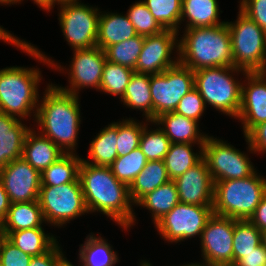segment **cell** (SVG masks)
<instances>
[{
    "label": "cell",
    "instance_id": "cell-24",
    "mask_svg": "<svg viewBox=\"0 0 266 266\" xmlns=\"http://www.w3.org/2000/svg\"><path fill=\"white\" fill-rule=\"evenodd\" d=\"M45 223L39 201L12 203L1 223L5 237L13 231L44 228Z\"/></svg>",
    "mask_w": 266,
    "mask_h": 266
},
{
    "label": "cell",
    "instance_id": "cell-1",
    "mask_svg": "<svg viewBox=\"0 0 266 266\" xmlns=\"http://www.w3.org/2000/svg\"><path fill=\"white\" fill-rule=\"evenodd\" d=\"M79 179L89 213L106 215L124 231L135 226V209L129 187L113 175L110 167L94 166L82 160Z\"/></svg>",
    "mask_w": 266,
    "mask_h": 266
},
{
    "label": "cell",
    "instance_id": "cell-43",
    "mask_svg": "<svg viewBox=\"0 0 266 266\" xmlns=\"http://www.w3.org/2000/svg\"><path fill=\"white\" fill-rule=\"evenodd\" d=\"M239 9L266 32V0H239Z\"/></svg>",
    "mask_w": 266,
    "mask_h": 266
},
{
    "label": "cell",
    "instance_id": "cell-37",
    "mask_svg": "<svg viewBox=\"0 0 266 266\" xmlns=\"http://www.w3.org/2000/svg\"><path fill=\"white\" fill-rule=\"evenodd\" d=\"M148 160L138 147L121 157H117L109 166L113 175L128 187L137 175L144 169Z\"/></svg>",
    "mask_w": 266,
    "mask_h": 266
},
{
    "label": "cell",
    "instance_id": "cell-51",
    "mask_svg": "<svg viewBox=\"0 0 266 266\" xmlns=\"http://www.w3.org/2000/svg\"><path fill=\"white\" fill-rule=\"evenodd\" d=\"M139 266H152V264L149 261H146V259H145V260H142L140 262ZM180 266H210V265H208L207 263H204V262H195V263L191 262L190 264L187 262V264H183Z\"/></svg>",
    "mask_w": 266,
    "mask_h": 266
},
{
    "label": "cell",
    "instance_id": "cell-41",
    "mask_svg": "<svg viewBox=\"0 0 266 266\" xmlns=\"http://www.w3.org/2000/svg\"><path fill=\"white\" fill-rule=\"evenodd\" d=\"M206 106L199 91L194 87L190 92L185 94L180 100L176 110L174 112L183 115L187 118L200 122Z\"/></svg>",
    "mask_w": 266,
    "mask_h": 266
},
{
    "label": "cell",
    "instance_id": "cell-49",
    "mask_svg": "<svg viewBox=\"0 0 266 266\" xmlns=\"http://www.w3.org/2000/svg\"><path fill=\"white\" fill-rule=\"evenodd\" d=\"M20 38H18L14 33L12 34L10 31L4 29V27L0 26V40L10 45H14Z\"/></svg>",
    "mask_w": 266,
    "mask_h": 266
},
{
    "label": "cell",
    "instance_id": "cell-6",
    "mask_svg": "<svg viewBox=\"0 0 266 266\" xmlns=\"http://www.w3.org/2000/svg\"><path fill=\"white\" fill-rule=\"evenodd\" d=\"M240 73L244 76L247 71L234 66L194 71V87L199 91L205 106L210 105L219 113L236 119L241 106L242 80L234 76L238 77Z\"/></svg>",
    "mask_w": 266,
    "mask_h": 266
},
{
    "label": "cell",
    "instance_id": "cell-56",
    "mask_svg": "<svg viewBox=\"0 0 266 266\" xmlns=\"http://www.w3.org/2000/svg\"><path fill=\"white\" fill-rule=\"evenodd\" d=\"M5 238L4 231L2 230L1 224H0V244L1 241Z\"/></svg>",
    "mask_w": 266,
    "mask_h": 266
},
{
    "label": "cell",
    "instance_id": "cell-5",
    "mask_svg": "<svg viewBox=\"0 0 266 266\" xmlns=\"http://www.w3.org/2000/svg\"><path fill=\"white\" fill-rule=\"evenodd\" d=\"M38 67L10 66L0 69V112L35 121L42 80Z\"/></svg>",
    "mask_w": 266,
    "mask_h": 266
},
{
    "label": "cell",
    "instance_id": "cell-13",
    "mask_svg": "<svg viewBox=\"0 0 266 266\" xmlns=\"http://www.w3.org/2000/svg\"><path fill=\"white\" fill-rule=\"evenodd\" d=\"M214 214L213 206L190 205L179 202L154 225L160 237L168 243L201 237L207 221Z\"/></svg>",
    "mask_w": 266,
    "mask_h": 266
},
{
    "label": "cell",
    "instance_id": "cell-35",
    "mask_svg": "<svg viewBox=\"0 0 266 266\" xmlns=\"http://www.w3.org/2000/svg\"><path fill=\"white\" fill-rule=\"evenodd\" d=\"M156 21L164 28L179 34L182 0H142Z\"/></svg>",
    "mask_w": 266,
    "mask_h": 266
},
{
    "label": "cell",
    "instance_id": "cell-10",
    "mask_svg": "<svg viewBox=\"0 0 266 266\" xmlns=\"http://www.w3.org/2000/svg\"><path fill=\"white\" fill-rule=\"evenodd\" d=\"M58 20L67 44L72 50L96 46L100 8L81 2L59 4Z\"/></svg>",
    "mask_w": 266,
    "mask_h": 266
},
{
    "label": "cell",
    "instance_id": "cell-32",
    "mask_svg": "<svg viewBox=\"0 0 266 266\" xmlns=\"http://www.w3.org/2000/svg\"><path fill=\"white\" fill-rule=\"evenodd\" d=\"M195 144L171 143L163 161L169 178L176 179L203 159V148L194 152Z\"/></svg>",
    "mask_w": 266,
    "mask_h": 266
},
{
    "label": "cell",
    "instance_id": "cell-2",
    "mask_svg": "<svg viewBox=\"0 0 266 266\" xmlns=\"http://www.w3.org/2000/svg\"><path fill=\"white\" fill-rule=\"evenodd\" d=\"M42 97L33 121L36 129L64 153H76L82 123L80 96L64 92L49 82Z\"/></svg>",
    "mask_w": 266,
    "mask_h": 266
},
{
    "label": "cell",
    "instance_id": "cell-31",
    "mask_svg": "<svg viewBox=\"0 0 266 266\" xmlns=\"http://www.w3.org/2000/svg\"><path fill=\"white\" fill-rule=\"evenodd\" d=\"M82 157L76 153H65L41 173V186H59L79 178Z\"/></svg>",
    "mask_w": 266,
    "mask_h": 266
},
{
    "label": "cell",
    "instance_id": "cell-22",
    "mask_svg": "<svg viewBox=\"0 0 266 266\" xmlns=\"http://www.w3.org/2000/svg\"><path fill=\"white\" fill-rule=\"evenodd\" d=\"M103 12V13H102ZM137 33L127 14L101 11L98 19L96 46L106 50L109 46L128 40Z\"/></svg>",
    "mask_w": 266,
    "mask_h": 266
},
{
    "label": "cell",
    "instance_id": "cell-25",
    "mask_svg": "<svg viewBox=\"0 0 266 266\" xmlns=\"http://www.w3.org/2000/svg\"><path fill=\"white\" fill-rule=\"evenodd\" d=\"M88 150V160L82 158L85 163L94 166L109 167L118 157L117 153V122H111L100 129L96 137L92 138ZM90 159V160H89Z\"/></svg>",
    "mask_w": 266,
    "mask_h": 266
},
{
    "label": "cell",
    "instance_id": "cell-19",
    "mask_svg": "<svg viewBox=\"0 0 266 266\" xmlns=\"http://www.w3.org/2000/svg\"><path fill=\"white\" fill-rule=\"evenodd\" d=\"M166 134L171 143L197 144L203 148L208 134L201 133L199 122L176 112H168L153 121ZM162 126V127H161Z\"/></svg>",
    "mask_w": 266,
    "mask_h": 266
},
{
    "label": "cell",
    "instance_id": "cell-23",
    "mask_svg": "<svg viewBox=\"0 0 266 266\" xmlns=\"http://www.w3.org/2000/svg\"><path fill=\"white\" fill-rule=\"evenodd\" d=\"M220 12L217 0H182L180 27L184 20V29L222 25Z\"/></svg>",
    "mask_w": 266,
    "mask_h": 266
},
{
    "label": "cell",
    "instance_id": "cell-29",
    "mask_svg": "<svg viewBox=\"0 0 266 266\" xmlns=\"http://www.w3.org/2000/svg\"><path fill=\"white\" fill-rule=\"evenodd\" d=\"M179 202L176 185L173 180H170L143 196L134 207H143L149 210L152 215L151 220L155 224Z\"/></svg>",
    "mask_w": 266,
    "mask_h": 266
},
{
    "label": "cell",
    "instance_id": "cell-4",
    "mask_svg": "<svg viewBox=\"0 0 266 266\" xmlns=\"http://www.w3.org/2000/svg\"><path fill=\"white\" fill-rule=\"evenodd\" d=\"M14 46L22 50L21 52L31 55V58L38 60L43 65L47 64L48 67L54 68V70L57 69V72L67 73L69 86L61 87L56 85L60 90L78 96H80L81 89L85 88H93L98 92L100 91L103 68L107 58L105 51L98 46L73 50V58L68 68L58 62L55 63L52 57L46 56L44 52L26 40L19 39Z\"/></svg>",
    "mask_w": 266,
    "mask_h": 266
},
{
    "label": "cell",
    "instance_id": "cell-46",
    "mask_svg": "<svg viewBox=\"0 0 266 266\" xmlns=\"http://www.w3.org/2000/svg\"><path fill=\"white\" fill-rule=\"evenodd\" d=\"M233 266H266V248L261 244L244 254Z\"/></svg>",
    "mask_w": 266,
    "mask_h": 266
},
{
    "label": "cell",
    "instance_id": "cell-33",
    "mask_svg": "<svg viewBox=\"0 0 266 266\" xmlns=\"http://www.w3.org/2000/svg\"><path fill=\"white\" fill-rule=\"evenodd\" d=\"M262 244L261 231L249 220L234 219L233 234V265L244 256Z\"/></svg>",
    "mask_w": 266,
    "mask_h": 266
},
{
    "label": "cell",
    "instance_id": "cell-3",
    "mask_svg": "<svg viewBox=\"0 0 266 266\" xmlns=\"http://www.w3.org/2000/svg\"><path fill=\"white\" fill-rule=\"evenodd\" d=\"M183 30V36L178 39L179 63L192 71L233 66L230 31L226 23Z\"/></svg>",
    "mask_w": 266,
    "mask_h": 266
},
{
    "label": "cell",
    "instance_id": "cell-53",
    "mask_svg": "<svg viewBox=\"0 0 266 266\" xmlns=\"http://www.w3.org/2000/svg\"><path fill=\"white\" fill-rule=\"evenodd\" d=\"M19 2V0H0V5H9V6H11V4H16L17 5V3Z\"/></svg>",
    "mask_w": 266,
    "mask_h": 266
},
{
    "label": "cell",
    "instance_id": "cell-12",
    "mask_svg": "<svg viewBox=\"0 0 266 266\" xmlns=\"http://www.w3.org/2000/svg\"><path fill=\"white\" fill-rule=\"evenodd\" d=\"M248 155L226 140L212 135L207 136L203 145V159L213 182L245 178L258 171Z\"/></svg>",
    "mask_w": 266,
    "mask_h": 266
},
{
    "label": "cell",
    "instance_id": "cell-48",
    "mask_svg": "<svg viewBox=\"0 0 266 266\" xmlns=\"http://www.w3.org/2000/svg\"><path fill=\"white\" fill-rule=\"evenodd\" d=\"M11 202L5 188L0 180V224L5 220Z\"/></svg>",
    "mask_w": 266,
    "mask_h": 266
},
{
    "label": "cell",
    "instance_id": "cell-38",
    "mask_svg": "<svg viewBox=\"0 0 266 266\" xmlns=\"http://www.w3.org/2000/svg\"><path fill=\"white\" fill-rule=\"evenodd\" d=\"M151 124L153 127L155 125L156 129L151 127L149 129V124L143 128L139 148L148 161L163 160L170 148L171 141L159 126L157 127L154 122Z\"/></svg>",
    "mask_w": 266,
    "mask_h": 266
},
{
    "label": "cell",
    "instance_id": "cell-9",
    "mask_svg": "<svg viewBox=\"0 0 266 266\" xmlns=\"http://www.w3.org/2000/svg\"><path fill=\"white\" fill-rule=\"evenodd\" d=\"M45 224L61 228L69 221L89 214L78 178L59 186H41L39 199Z\"/></svg>",
    "mask_w": 266,
    "mask_h": 266
},
{
    "label": "cell",
    "instance_id": "cell-28",
    "mask_svg": "<svg viewBox=\"0 0 266 266\" xmlns=\"http://www.w3.org/2000/svg\"><path fill=\"white\" fill-rule=\"evenodd\" d=\"M170 180L163 160L148 161L129 186L131 201L135 205L143 196Z\"/></svg>",
    "mask_w": 266,
    "mask_h": 266
},
{
    "label": "cell",
    "instance_id": "cell-44",
    "mask_svg": "<svg viewBox=\"0 0 266 266\" xmlns=\"http://www.w3.org/2000/svg\"><path fill=\"white\" fill-rule=\"evenodd\" d=\"M245 137L247 152L260 155L266 153V122L255 126Z\"/></svg>",
    "mask_w": 266,
    "mask_h": 266
},
{
    "label": "cell",
    "instance_id": "cell-47",
    "mask_svg": "<svg viewBox=\"0 0 266 266\" xmlns=\"http://www.w3.org/2000/svg\"><path fill=\"white\" fill-rule=\"evenodd\" d=\"M249 221L260 231L266 229V194L262 197Z\"/></svg>",
    "mask_w": 266,
    "mask_h": 266
},
{
    "label": "cell",
    "instance_id": "cell-11",
    "mask_svg": "<svg viewBox=\"0 0 266 266\" xmlns=\"http://www.w3.org/2000/svg\"><path fill=\"white\" fill-rule=\"evenodd\" d=\"M194 86V71L179 62L160 74L150 75L152 122L164 113L174 112Z\"/></svg>",
    "mask_w": 266,
    "mask_h": 266
},
{
    "label": "cell",
    "instance_id": "cell-14",
    "mask_svg": "<svg viewBox=\"0 0 266 266\" xmlns=\"http://www.w3.org/2000/svg\"><path fill=\"white\" fill-rule=\"evenodd\" d=\"M234 219L213 214L200 237L202 262L210 266H233Z\"/></svg>",
    "mask_w": 266,
    "mask_h": 266
},
{
    "label": "cell",
    "instance_id": "cell-55",
    "mask_svg": "<svg viewBox=\"0 0 266 266\" xmlns=\"http://www.w3.org/2000/svg\"><path fill=\"white\" fill-rule=\"evenodd\" d=\"M59 266H76L72 264V262L68 261L67 258H65ZM79 266V265H78Z\"/></svg>",
    "mask_w": 266,
    "mask_h": 266
},
{
    "label": "cell",
    "instance_id": "cell-34",
    "mask_svg": "<svg viewBox=\"0 0 266 266\" xmlns=\"http://www.w3.org/2000/svg\"><path fill=\"white\" fill-rule=\"evenodd\" d=\"M134 72L131 68L106 60L102 73L100 92L118 96L121 99Z\"/></svg>",
    "mask_w": 266,
    "mask_h": 266
},
{
    "label": "cell",
    "instance_id": "cell-50",
    "mask_svg": "<svg viewBox=\"0 0 266 266\" xmlns=\"http://www.w3.org/2000/svg\"><path fill=\"white\" fill-rule=\"evenodd\" d=\"M23 0H19L18 4ZM39 8L43 11L49 12L52 11V0H32Z\"/></svg>",
    "mask_w": 266,
    "mask_h": 266
},
{
    "label": "cell",
    "instance_id": "cell-40",
    "mask_svg": "<svg viewBox=\"0 0 266 266\" xmlns=\"http://www.w3.org/2000/svg\"><path fill=\"white\" fill-rule=\"evenodd\" d=\"M129 20L134 26L137 35L150 36L161 33L165 30L150 13V10L143 3L138 1L133 3L126 12Z\"/></svg>",
    "mask_w": 266,
    "mask_h": 266
},
{
    "label": "cell",
    "instance_id": "cell-36",
    "mask_svg": "<svg viewBox=\"0 0 266 266\" xmlns=\"http://www.w3.org/2000/svg\"><path fill=\"white\" fill-rule=\"evenodd\" d=\"M144 43V36L136 35L128 40L109 46L105 50L109 62L135 70Z\"/></svg>",
    "mask_w": 266,
    "mask_h": 266
},
{
    "label": "cell",
    "instance_id": "cell-8",
    "mask_svg": "<svg viewBox=\"0 0 266 266\" xmlns=\"http://www.w3.org/2000/svg\"><path fill=\"white\" fill-rule=\"evenodd\" d=\"M230 31L233 66L247 72H266V32L240 10Z\"/></svg>",
    "mask_w": 266,
    "mask_h": 266
},
{
    "label": "cell",
    "instance_id": "cell-26",
    "mask_svg": "<svg viewBox=\"0 0 266 266\" xmlns=\"http://www.w3.org/2000/svg\"><path fill=\"white\" fill-rule=\"evenodd\" d=\"M93 232L86 236L84 243L79 246L80 266H115L120 262L117 251L108 243V240L97 236Z\"/></svg>",
    "mask_w": 266,
    "mask_h": 266
},
{
    "label": "cell",
    "instance_id": "cell-42",
    "mask_svg": "<svg viewBox=\"0 0 266 266\" xmlns=\"http://www.w3.org/2000/svg\"><path fill=\"white\" fill-rule=\"evenodd\" d=\"M32 256L14 246L6 237L0 244L1 266H29Z\"/></svg>",
    "mask_w": 266,
    "mask_h": 266
},
{
    "label": "cell",
    "instance_id": "cell-52",
    "mask_svg": "<svg viewBox=\"0 0 266 266\" xmlns=\"http://www.w3.org/2000/svg\"><path fill=\"white\" fill-rule=\"evenodd\" d=\"M76 1H79V0H52V9H54L55 5H59V4H62V3H66V2H76ZM58 3V4H57Z\"/></svg>",
    "mask_w": 266,
    "mask_h": 266
},
{
    "label": "cell",
    "instance_id": "cell-21",
    "mask_svg": "<svg viewBox=\"0 0 266 266\" xmlns=\"http://www.w3.org/2000/svg\"><path fill=\"white\" fill-rule=\"evenodd\" d=\"M64 154L56 144L36 131L35 128L31 127L27 132L24 139L22 157L40 173Z\"/></svg>",
    "mask_w": 266,
    "mask_h": 266
},
{
    "label": "cell",
    "instance_id": "cell-30",
    "mask_svg": "<svg viewBox=\"0 0 266 266\" xmlns=\"http://www.w3.org/2000/svg\"><path fill=\"white\" fill-rule=\"evenodd\" d=\"M6 238L17 248L31 256L48 252L58 241L52 233H45L44 228H30L10 232Z\"/></svg>",
    "mask_w": 266,
    "mask_h": 266
},
{
    "label": "cell",
    "instance_id": "cell-54",
    "mask_svg": "<svg viewBox=\"0 0 266 266\" xmlns=\"http://www.w3.org/2000/svg\"><path fill=\"white\" fill-rule=\"evenodd\" d=\"M262 245L266 248V229L261 231Z\"/></svg>",
    "mask_w": 266,
    "mask_h": 266
},
{
    "label": "cell",
    "instance_id": "cell-20",
    "mask_svg": "<svg viewBox=\"0 0 266 266\" xmlns=\"http://www.w3.org/2000/svg\"><path fill=\"white\" fill-rule=\"evenodd\" d=\"M22 121L0 112V168L22 157L24 139L31 129Z\"/></svg>",
    "mask_w": 266,
    "mask_h": 266
},
{
    "label": "cell",
    "instance_id": "cell-45",
    "mask_svg": "<svg viewBox=\"0 0 266 266\" xmlns=\"http://www.w3.org/2000/svg\"><path fill=\"white\" fill-rule=\"evenodd\" d=\"M61 245L57 242L48 252L32 256L29 266H59L66 258Z\"/></svg>",
    "mask_w": 266,
    "mask_h": 266
},
{
    "label": "cell",
    "instance_id": "cell-16",
    "mask_svg": "<svg viewBox=\"0 0 266 266\" xmlns=\"http://www.w3.org/2000/svg\"><path fill=\"white\" fill-rule=\"evenodd\" d=\"M0 180L10 202L38 201L41 187V173L23 157L0 168Z\"/></svg>",
    "mask_w": 266,
    "mask_h": 266
},
{
    "label": "cell",
    "instance_id": "cell-39",
    "mask_svg": "<svg viewBox=\"0 0 266 266\" xmlns=\"http://www.w3.org/2000/svg\"><path fill=\"white\" fill-rule=\"evenodd\" d=\"M117 121V153L118 157L129 154L131 151L137 149L140 144V138L143 128L150 124L148 120L136 121L134 118H125ZM144 122V123H143ZM149 122V123H148Z\"/></svg>",
    "mask_w": 266,
    "mask_h": 266
},
{
    "label": "cell",
    "instance_id": "cell-17",
    "mask_svg": "<svg viewBox=\"0 0 266 266\" xmlns=\"http://www.w3.org/2000/svg\"><path fill=\"white\" fill-rule=\"evenodd\" d=\"M241 86V106L237 116L243 136L266 122V72H247Z\"/></svg>",
    "mask_w": 266,
    "mask_h": 266
},
{
    "label": "cell",
    "instance_id": "cell-27",
    "mask_svg": "<svg viewBox=\"0 0 266 266\" xmlns=\"http://www.w3.org/2000/svg\"><path fill=\"white\" fill-rule=\"evenodd\" d=\"M120 101L127 108L142 112L143 120L152 122L150 75L134 72Z\"/></svg>",
    "mask_w": 266,
    "mask_h": 266
},
{
    "label": "cell",
    "instance_id": "cell-18",
    "mask_svg": "<svg viewBox=\"0 0 266 266\" xmlns=\"http://www.w3.org/2000/svg\"><path fill=\"white\" fill-rule=\"evenodd\" d=\"M173 181L181 203L213 206L214 182L204 159Z\"/></svg>",
    "mask_w": 266,
    "mask_h": 266
},
{
    "label": "cell",
    "instance_id": "cell-7",
    "mask_svg": "<svg viewBox=\"0 0 266 266\" xmlns=\"http://www.w3.org/2000/svg\"><path fill=\"white\" fill-rule=\"evenodd\" d=\"M260 174L214 182V214L249 220L266 194V178Z\"/></svg>",
    "mask_w": 266,
    "mask_h": 266
},
{
    "label": "cell",
    "instance_id": "cell-15",
    "mask_svg": "<svg viewBox=\"0 0 266 266\" xmlns=\"http://www.w3.org/2000/svg\"><path fill=\"white\" fill-rule=\"evenodd\" d=\"M178 36L179 33L171 29L145 36L134 71L139 74L154 75L176 65L179 62ZM173 53L176 54L175 57H172Z\"/></svg>",
    "mask_w": 266,
    "mask_h": 266
}]
</instances>
